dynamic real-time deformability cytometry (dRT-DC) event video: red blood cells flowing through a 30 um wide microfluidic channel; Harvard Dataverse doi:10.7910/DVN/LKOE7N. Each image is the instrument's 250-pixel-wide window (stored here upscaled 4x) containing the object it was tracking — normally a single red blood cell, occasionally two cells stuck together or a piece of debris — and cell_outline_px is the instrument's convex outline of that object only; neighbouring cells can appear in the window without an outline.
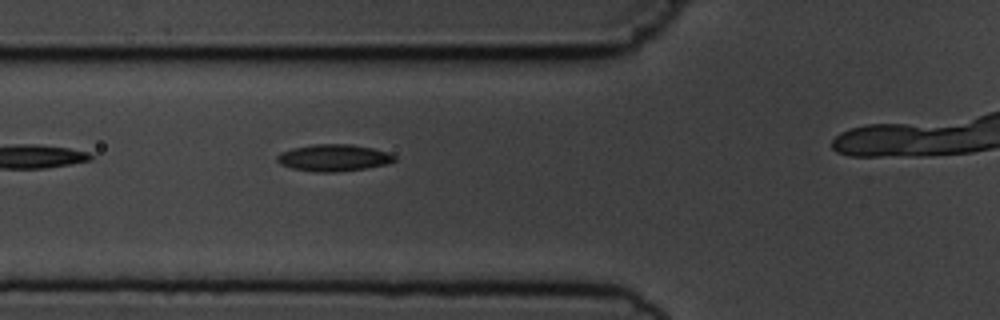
{"species": "common noctule bat (a hibernating species)", "species_latin": "Nyctalus noctula", "temperature_condition": "cold", "stored_images_in_passage": 4, "camera_frame_rate_fps": 3000, "um_per_image_px": 0.085, "animal": {"sex": "male", "body_mass_g": 19.5, "forearm_length_mm": 54.6}, "frame": {"image": 1, "passage_image": 3, "time_ms": 2.333, "image_size_px": [1000, 320], "cell_outline_px": [[396, 160], [388, 164], [364, 168], [332, 172], [316, 172], [292, 168], [280, 164], [276, 160], [276, 156], [280, 152], [292, 148], [312, 144], [352, 144], [372, 148], [388, 152], [396, 156]], "centroid_in_image_um": [28.35, 13.4], "position_along_channel_um": 97.5, "area_um2": 18.38}}